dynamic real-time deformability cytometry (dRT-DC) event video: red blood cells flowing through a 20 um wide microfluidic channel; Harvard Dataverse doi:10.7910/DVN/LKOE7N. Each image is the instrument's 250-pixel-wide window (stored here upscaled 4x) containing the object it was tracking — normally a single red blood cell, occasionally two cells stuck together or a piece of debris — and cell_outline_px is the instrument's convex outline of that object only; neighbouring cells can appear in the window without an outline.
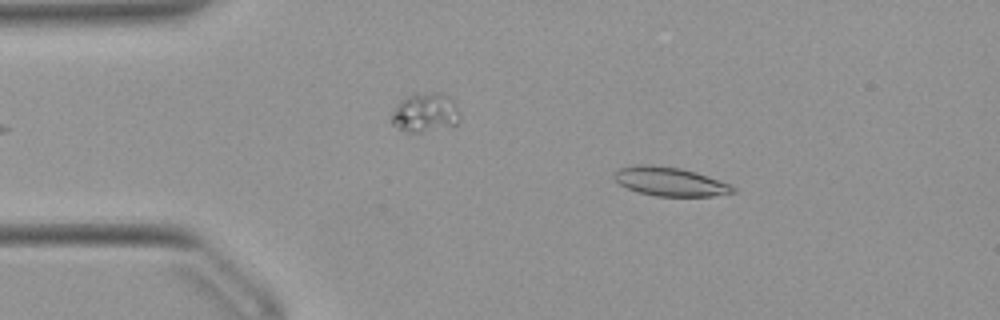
{"species": "Egyptian fruit bat (a non-hibernating species)", "species_latin": "Rousettus aegyptiacus", "temperature_condition": "warm", "stored_images_in_passage": 51, "camera_frame_rate_fps": 3000, "um_per_image_px": 0.085, "animal": {"sex": "female"}, "frame": {"image": 1, "passage_image": 8, "time_ms": 2.333, "image_size_px": [1000, 320], "cell_outline_px": [[736, 192], [712, 196], [656, 196], [636, 192], [620, 184], [612, 176], [612, 172], [620, 168], [636, 164], [648, 164], [680, 168], [696, 172], [728, 184], [736, 188]], "centroid_in_image_um": [56.89, 15.43], "position_along_channel_um": 28.1, "area_um2": 19.94}}
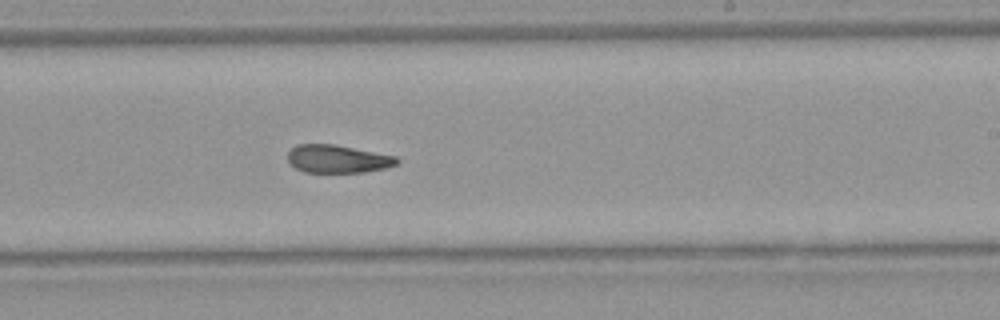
{"frame": {"image": 2, "passage_image": 30, "time_ms": 9.667, "image_size_px": [1000, 320], "cell_outline_px": [[400, 160], [396, 164], [388, 168], [364, 172], [304, 172], [288, 164], [288, 152], [296, 144], [336, 144], [396, 156]], "centroid_in_image_um": [28.7, 13.5], "position_along_channel_um": 260.3, "area_um2": 17.98}}
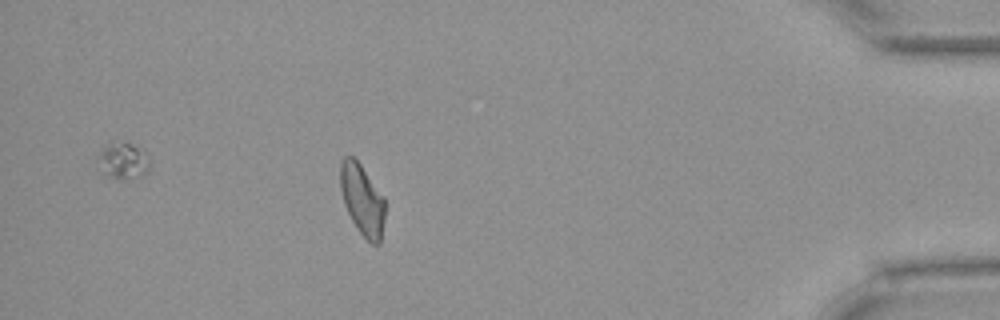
{"frame": {"image": 3, "passage_image": 45, "time_ms": 14.667, "image_size_px": [1000, 320], "cell_outline_px": [[384, 220], [380, 244], [372, 244], [356, 228], [344, 204], [340, 188], [340, 160], [344, 156], [352, 156], [360, 164], [384, 196]], "centroid_in_image_um": [30.78, 16.96], "position_along_channel_um": 404.4, "area_um2": 18.44}, "authors_computed_cell_mechanics": {"area_um2": 19.074, "velocity_mm_per_s": 3.9212, "shape_relaxation_time_tau1_ms": null, "shape_relaxation_time_tau2_ms": 3.6224, "deformation_change_tau1": null, "deformation_change_tau2": 0.1061}}